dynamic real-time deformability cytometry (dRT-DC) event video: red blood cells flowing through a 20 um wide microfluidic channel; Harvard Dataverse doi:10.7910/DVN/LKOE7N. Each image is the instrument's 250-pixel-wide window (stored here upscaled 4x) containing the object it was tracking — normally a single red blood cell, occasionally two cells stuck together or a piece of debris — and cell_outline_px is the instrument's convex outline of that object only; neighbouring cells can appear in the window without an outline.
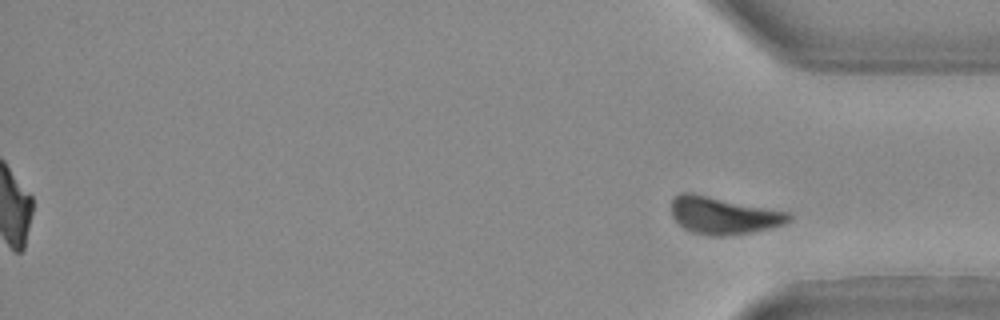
{"species": "Egyptian fruit bat (a non-hibernating species)", "species_latin": "Rousettus aegyptiacus", "temperature_condition": "warm", "stored_images_in_passage": 32, "segment_of_instrument_passage": [2, 2], "camera_frame_rate_fps": 3000, "um_per_image_px": 0.085, "animal": {"sex": "female"}, "frame": {"image": 1, "passage_image": 32, "time_ms": 10.333, "image_size_px": [1000, 320], "cell_outline_px": [[792, 220], [784, 224], [752, 232], [724, 236], [708, 236], [692, 232], [684, 228], [672, 216], [672, 200], [680, 192], [692, 192], [788, 212], [792, 216]], "centroid_in_image_um": [61.48, 18.31], "position_along_channel_um": 373.7, "area_um2": 25.49}}